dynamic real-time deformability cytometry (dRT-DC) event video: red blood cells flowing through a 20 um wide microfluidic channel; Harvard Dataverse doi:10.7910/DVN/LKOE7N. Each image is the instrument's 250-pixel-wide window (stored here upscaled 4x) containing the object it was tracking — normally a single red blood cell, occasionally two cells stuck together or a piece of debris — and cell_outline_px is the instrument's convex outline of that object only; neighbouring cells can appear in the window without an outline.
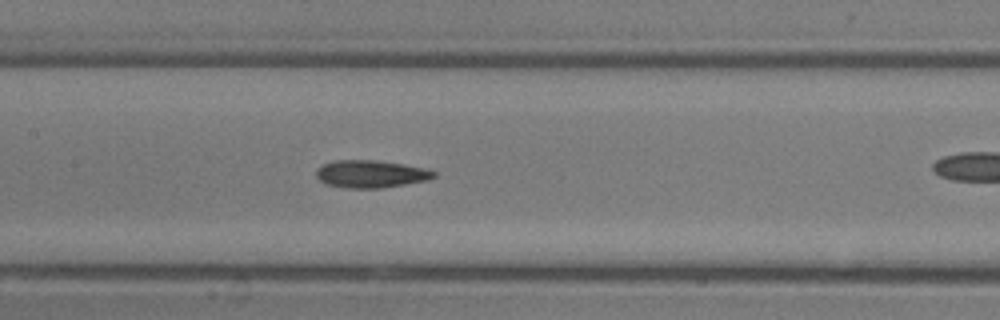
{"species": "common noctule bat (a hibernating species)", "species_latin": "Nyctalus noctula", "temperature_condition": "room temperature", "stored_images_in_passage": 20, "camera_frame_rate_fps": 3000, "um_per_image_px": 0.085, "animal": {"sex": "male", "body_mass_g": 13.3}, "frame": {"image": 1, "passage_image": 9, "time_ms": 2.667, "image_size_px": [1000, 320], "cell_outline_px": [[436, 176], [428, 180], [380, 188], [344, 188], [328, 184], [320, 180], [316, 176], [316, 172], [324, 164], [332, 160], [376, 160], [404, 164], [424, 168], [436, 172]], "centroid_in_image_um": [31.53, 14.78], "position_along_channel_um": 175.9, "area_um2": 18.73}}
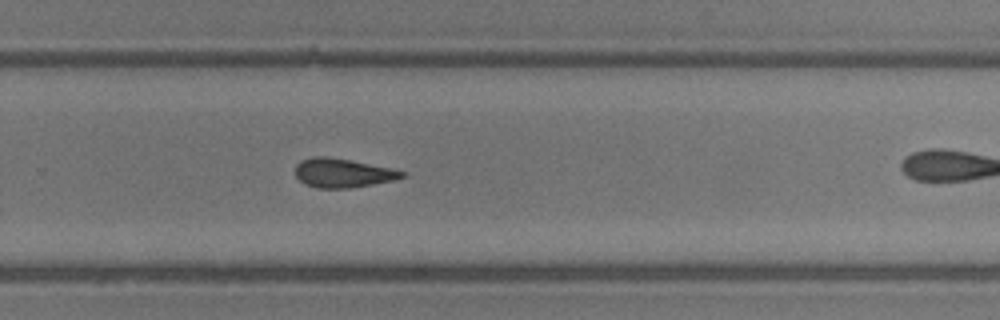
{"frame": {"image": 2, "passage_image": 15, "time_ms": 4.667, "image_size_px": [1000, 320], "cell_outline_px": [[404, 176], [396, 180], [348, 188], [316, 188], [304, 184], [296, 176], [296, 164], [300, 160], [316, 156], [328, 156], [352, 160], [392, 168], [404, 172]], "centroid_in_image_um": [29.11, 14.69], "position_along_channel_um": 300.7, "area_um2": 18.09}}
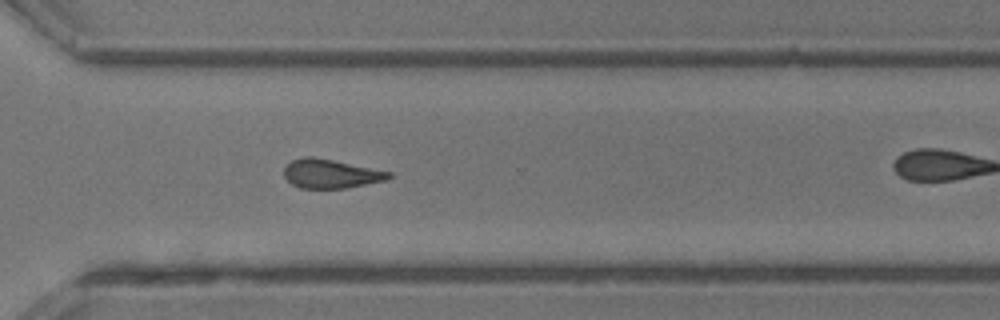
{"frame": {"image": 3, "passage_image": 17, "time_ms": 5.333, "image_size_px": [1000, 320], "cell_outline_px": [[392, 176], [388, 180], [348, 188], [300, 188], [292, 184], [284, 176], [284, 168], [292, 160], [304, 156], [312, 156], [392, 172]], "centroid_in_image_um": [28.13, 14.77], "position_along_channel_um": 342.5, "area_um2": 17.69}}